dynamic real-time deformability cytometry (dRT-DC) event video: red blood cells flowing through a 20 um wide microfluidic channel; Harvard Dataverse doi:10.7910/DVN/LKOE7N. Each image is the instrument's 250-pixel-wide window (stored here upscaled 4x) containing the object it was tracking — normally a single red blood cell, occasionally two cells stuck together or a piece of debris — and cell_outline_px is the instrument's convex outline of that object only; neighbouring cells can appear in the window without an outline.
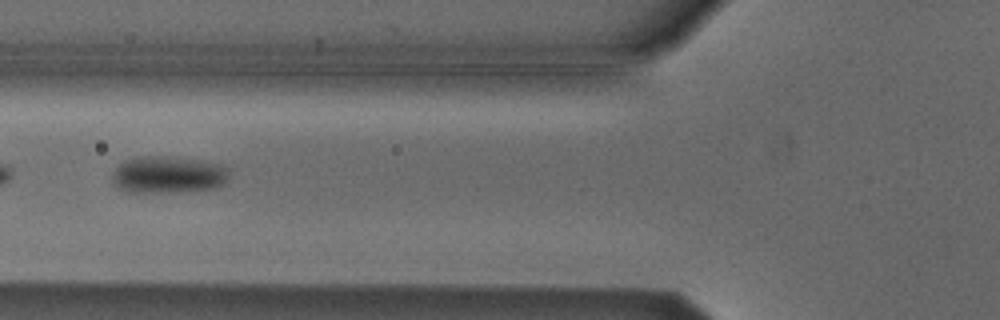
{"species": "Egyptian fruit bat (a non-hibernating species)", "species_latin": "Rousettus aegyptiacus", "temperature_condition": "cold", "stored_images_in_passage": 5, "camera_frame_rate_fps": 3000, "um_per_image_px": 0.085, "animal": {"sex": "male"}, "frame": {"image": 1, "passage_image": 2, "time_ms": 0.333, "image_size_px": [1000, 320], "cell_outline_px": [[228, 180], [224, 184], [216, 188], [176, 192], [128, 192], [120, 188], [112, 180], [116, 168], [124, 160], [136, 156], [168, 156], [200, 160], [220, 164], [228, 168]], "centroid_in_image_um": [14.32, 14.84], "position_along_channel_um": 111.5, "area_um2": 25.32}}
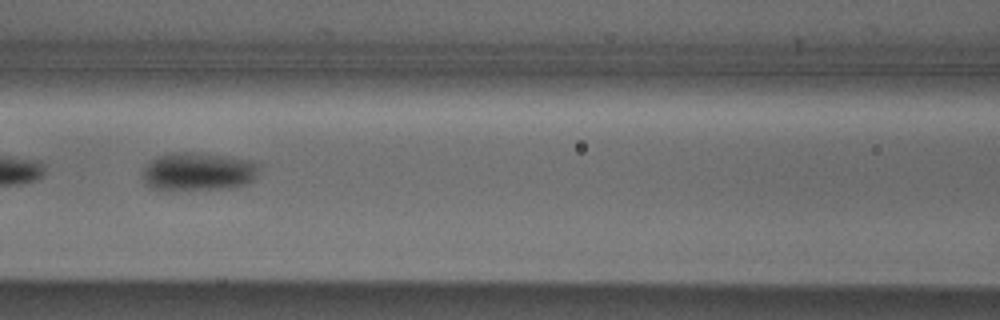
{"frame": {"image": 2, "passage_image": 3, "time_ms": 0.667, "image_size_px": [1000, 320], "cell_outline_px": [[260, 164], [256, 176], [248, 184], [236, 188], [168, 192], [164, 192], [152, 188], [144, 184], [144, 168], [156, 156], [172, 152], [192, 152], [256, 160]], "centroid_in_image_um": [16.86, 14.63], "position_along_channel_um": 149.7, "area_um2": 26.93}}
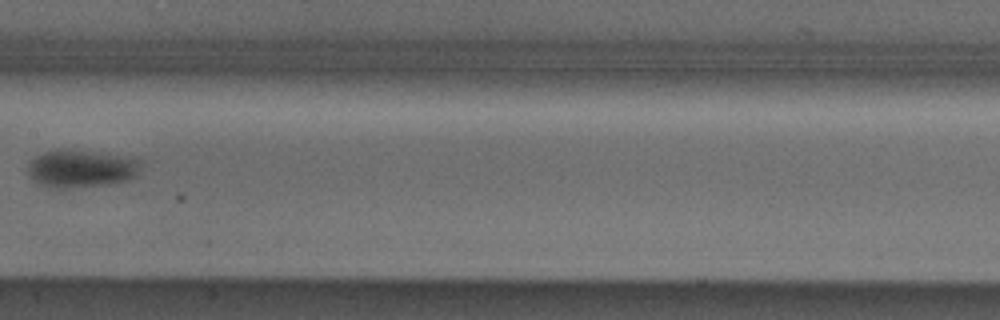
{"frame": {"image": 3, "passage_image": 4, "time_ms": 1.0, "image_size_px": [1000, 320], "cell_outline_px": [[144, 160], [136, 176], [128, 180], [108, 184], [64, 188], [52, 188], [40, 184], [32, 180], [28, 172], [28, 164], [36, 156], [44, 152], [64, 148], [132, 156]], "centroid_in_image_um": [6.95, 14.31], "position_along_channel_um": 200.4, "area_um2": 25.26}}